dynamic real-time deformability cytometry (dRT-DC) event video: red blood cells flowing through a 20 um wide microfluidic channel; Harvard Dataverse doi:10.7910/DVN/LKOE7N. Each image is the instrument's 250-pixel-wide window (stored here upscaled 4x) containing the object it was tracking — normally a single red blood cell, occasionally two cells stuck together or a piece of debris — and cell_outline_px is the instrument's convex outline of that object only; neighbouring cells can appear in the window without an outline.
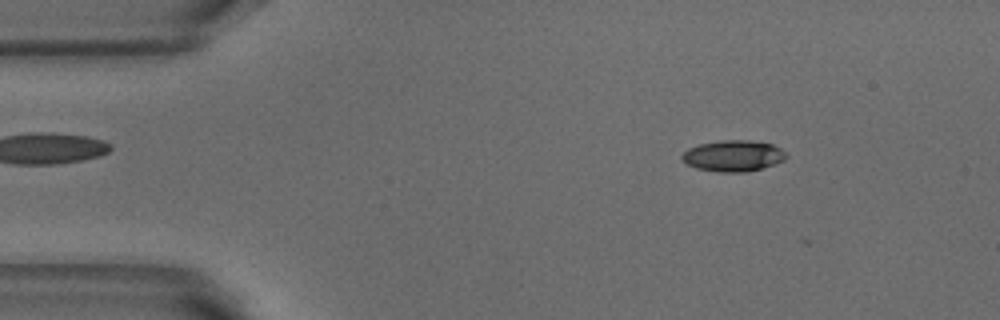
{"species": "common noctule bat (a hibernating species)", "species_latin": "Nyctalus noctula", "temperature_condition": "warm", "stored_images_in_passage": 5, "camera_frame_rate_fps": 3000, "um_per_image_px": 0.085, "animal": {"sex": "male", "body_mass_g": 18.8}, "frame": {"image": 1, "passage_image": 4, "time_ms": 1.0, "image_size_px": [1000, 320], "cell_outline_px": [[788, 156], [784, 160], [764, 168], [748, 172], [720, 172], [696, 168], [688, 164], [680, 156], [688, 148], [700, 144], [720, 140], [748, 140], [772, 144], [780, 148]], "centroid_in_image_um": [62.34, 13.25], "position_along_channel_um": 22.7, "area_um2": 18.9}}